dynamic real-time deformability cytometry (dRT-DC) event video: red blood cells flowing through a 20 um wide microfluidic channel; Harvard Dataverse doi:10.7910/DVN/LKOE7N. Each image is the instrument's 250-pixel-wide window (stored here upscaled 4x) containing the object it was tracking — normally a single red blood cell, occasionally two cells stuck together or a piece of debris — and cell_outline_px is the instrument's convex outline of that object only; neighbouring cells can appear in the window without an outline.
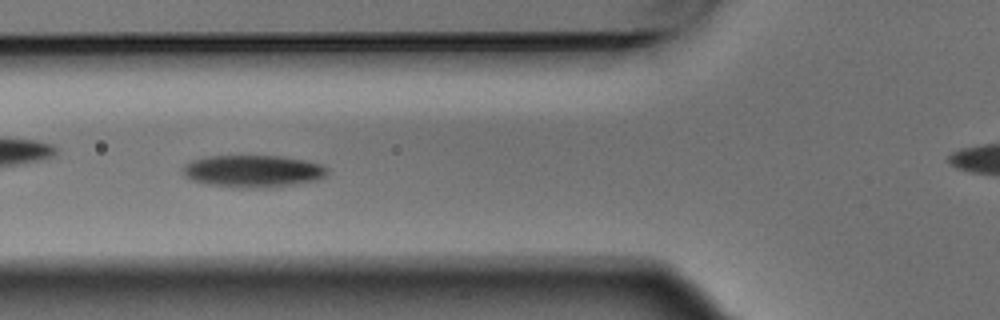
{"species": "Egyptian fruit bat (a non-hibernating species)", "species_latin": "Rousettus aegyptiacus", "temperature_condition": "warm", "stored_images_in_passage": 12, "camera_frame_rate_fps": 3000, "um_per_image_px": 0.085, "animal": {"sex": "male"}, "frame": {"image": 1, "passage_image": 3, "time_ms": 0.667, "image_size_px": [1000, 320], "cell_outline_px": [[328, 172], [324, 176], [316, 180], [276, 188], [212, 184], [196, 180], [184, 176], [184, 164], [192, 160], [208, 156], [280, 156], [304, 160], [320, 164], [328, 168]], "centroid_in_image_um": [21.57, 14.53], "position_along_channel_um": 104.2, "area_um2": 26.47}}
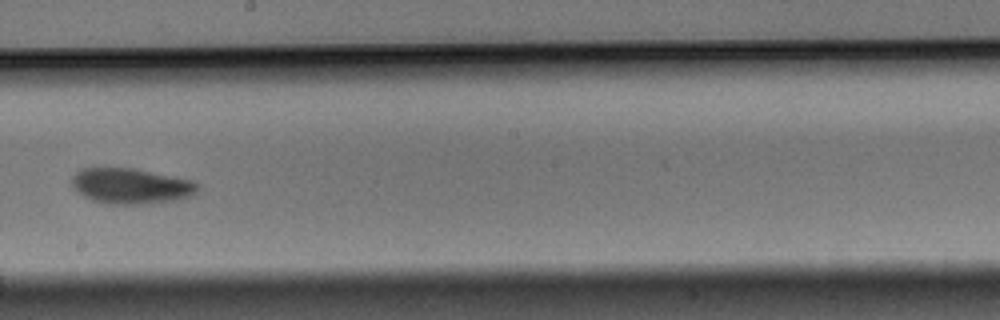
{"frame": {"image": 2, "passage_image": 6, "time_ms": 1.667, "image_size_px": [1000, 320], "cell_outline_px": [[196, 192], [188, 196], [172, 200], [132, 204], [116, 204], [96, 200], [84, 196], [72, 184], [72, 176], [80, 168], [132, 168], [192, 180], [196, 184]], "centroid_in_image_um": [11.09, 15.78], "position_along_channel_um": 237.1, "area_um2": 25.14}}
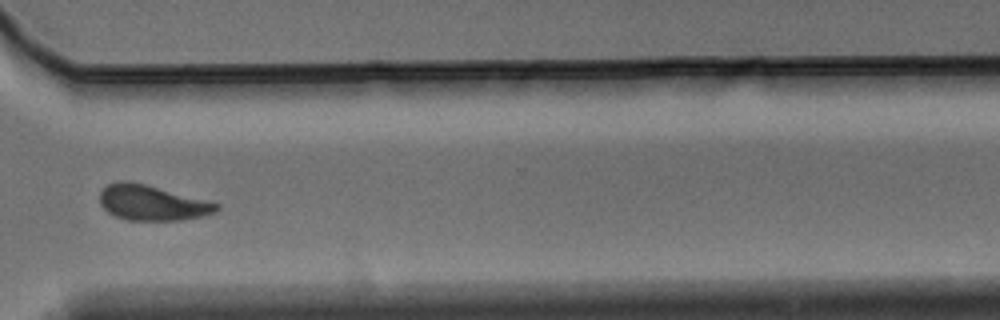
{"frame": {"image": 3, "passage_image": 9, "time_ms": 2.667, "image_size_px": [1000, 320], "cell_outline_px": [[220, 208], [212, 212], [200, 216], [180, 220], [128, 220], [116, 216], [108, 212], [100, 204], [100, 192], [108, 184], [116, 180], [128, 180], [144, 184], [220, 204]], "centroid_in_image_um": [12.86, 17.23], "position_along_channel_um": 357.7, "area_um2": 23.58}}